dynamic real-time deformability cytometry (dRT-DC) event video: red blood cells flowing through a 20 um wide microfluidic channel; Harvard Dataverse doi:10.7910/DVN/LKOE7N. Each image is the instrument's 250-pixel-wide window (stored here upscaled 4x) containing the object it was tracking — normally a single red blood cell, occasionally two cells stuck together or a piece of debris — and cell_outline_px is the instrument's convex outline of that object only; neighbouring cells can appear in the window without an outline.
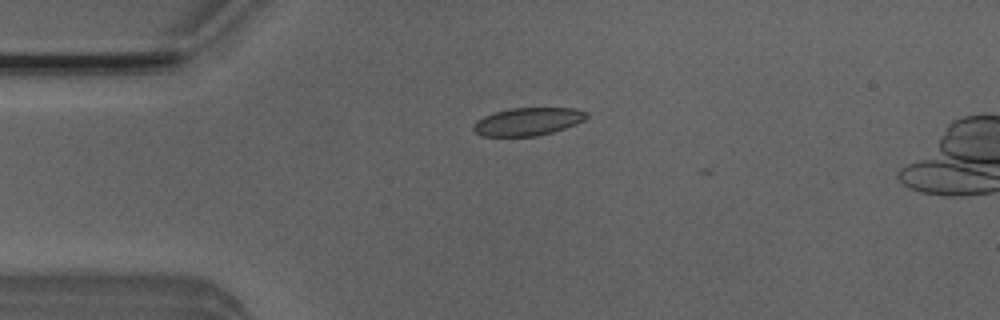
{"species": "Egyptian fruit bat (a non-hibernating species)", "species_latin": "Rousettus aegyptiacus", "temperature_condition": "room temperature", "stored_images_in_passage": 9, "camera_frame_rate_fps": 3000, "um_per_image_px": 0.085, "animal": {"sex": "male"}, "frame": {"image": 1, "passage_image": 3, "time_ms": 0.667, "image_size_px": [1000, 320], "cell_outline_px": [[588, 116], [584, 120], [576, 124], [552, 132], [536, 136], [480, 136], [472, 128], [472, 124], [476, 120], [492, 112], [508, 108], [576, 108], [588, 112]], "centroid_in_image_um": [44.84, 10.32], "position_along_channel_um": 40.2, "area_um2": 18.55}}